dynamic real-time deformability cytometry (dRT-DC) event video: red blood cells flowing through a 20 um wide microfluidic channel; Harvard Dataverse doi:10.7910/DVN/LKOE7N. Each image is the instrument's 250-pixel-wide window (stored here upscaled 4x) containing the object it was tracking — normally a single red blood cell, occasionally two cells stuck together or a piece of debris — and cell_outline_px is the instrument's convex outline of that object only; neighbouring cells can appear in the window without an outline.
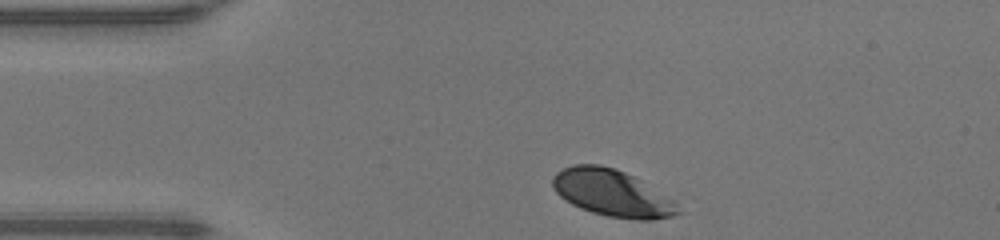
{"species": "human", "species_latin": "Homo sapiens", "temperature_condition": "warm", "stored_images_in_passage": 31, "camera_frame_rate_fps": 3000, "um_per_image_px": 0.085, "donor": {"sex": "male"}, "frame": {"image": 1, "passage_image": 1, "time_ms": 0.0, "image_size_px": [1000, 240], "cell_outline_px": [[684, 212], [672, 216], [652, 220], [632, 220], [608, 216], [592, 212], [580, 208], [572, 204], [560, 196], [556, 192], [552, 184], [552, 176], [556, 172], [572, 164], [600, 164], [616, 168], [632, 176], [672, 200]], "centroid_in_image_um": [52.0, 16.42], "position_along_channel_um": 33.0, "area_um2": 33.99}}
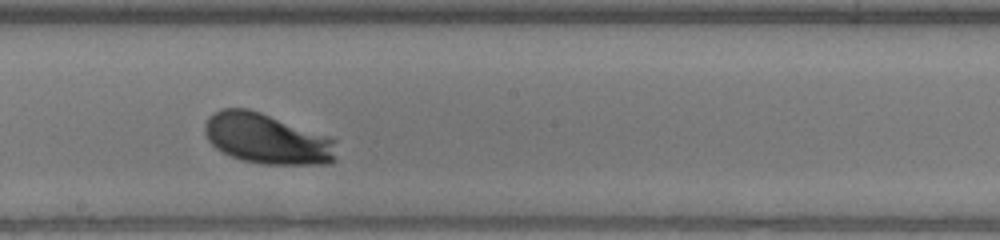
{"frame": {"image": 2, "passage_image": 18, "time_ms": 5.667, "image_size_px": [1000, 240], "cell_outline_px": [[336, 160], [328, 164], [264, 164], [240, 160], [216, 148], [208, 140], [204, 132], [204, 124], [208, 116], [212, 112], [220, 108], [248, 108], [336, 136]], "centroid_in_image_um": [22.76, 11.77], "position_along_channel_um": 225.4, "area_um2": 39.71}}
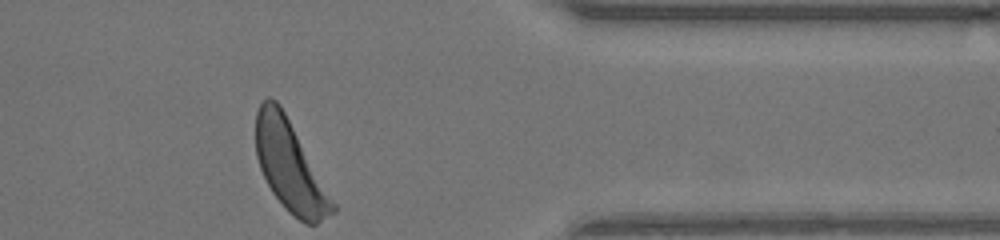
{"frame": {"image": 3, "passage_image": 31, "time_ms": 10.0, "image_size_px": [1000, 240], "cell_outline_px": [[336, 212], [316, 224], [304, 224], [288, 212], [284, 208], [272, 192], [260, 168], [256, 156], [256, 112], [260, 104], [268, 96], [276, 100], [280, 104], [336, 204]], "centroid_in_image_um": [24.64, 14.16], "position_along_channel_um": 386.8, "area_um2": 40.0}, "authors_computed_cell_mechanics": {"area_um2": 37.6856, "velocity_mm_per_s": 4.1998, "shape_relaxation_time_tau1_ms": 1.5495, "shape_relaxation_time_tau2_ms": 5.9425, "deformation_change_tau1": 0.1283, "deformation_change_tau2": 0.2192}}